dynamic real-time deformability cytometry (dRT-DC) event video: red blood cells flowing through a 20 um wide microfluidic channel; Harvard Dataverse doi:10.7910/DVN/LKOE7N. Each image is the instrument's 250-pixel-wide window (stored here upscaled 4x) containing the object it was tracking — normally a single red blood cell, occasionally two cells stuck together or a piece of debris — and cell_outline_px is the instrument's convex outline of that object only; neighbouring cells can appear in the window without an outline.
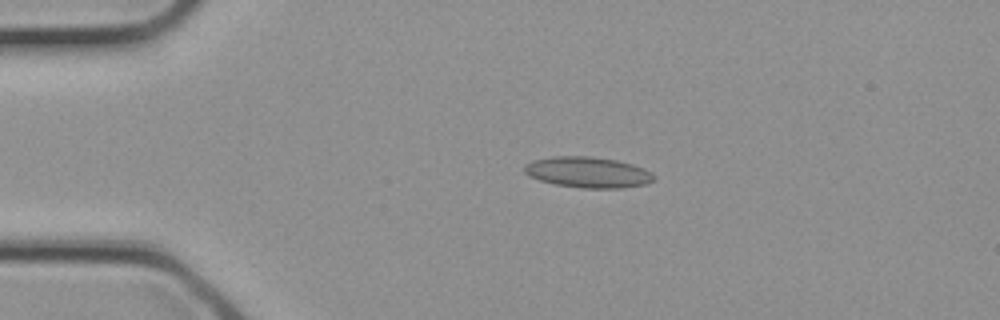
{"species": "common noctule bat (a hibernating species)", "species_latin": "Nyctalus noctula", "temperature_condition": "cold", "stored_images_in_passage": 30, "camera_frame_rate_fps": 3000, "um_per_image_px": 0.085, "animal": {"sex": "female", "body_mass_g": 21.9}, "frame": {"image": 1, "passage_image": 6, "time_ms": 1.667, "image_size_px": [1000, 320], "cell_outline_px": [[656, 180], [644, 184], [620, 188], [580, 188], [556, 184], [540, 180], [524, 172], [524, 164], [532, 160], [552, 156], [588, 156], [616, 160], [632, 164], [644, 168], [652, 172], [656, 176]], "centroid_in_image_um": [49.99, 14.64], "position_along_channel_um": 35.0, "area_um2": 23.29}}
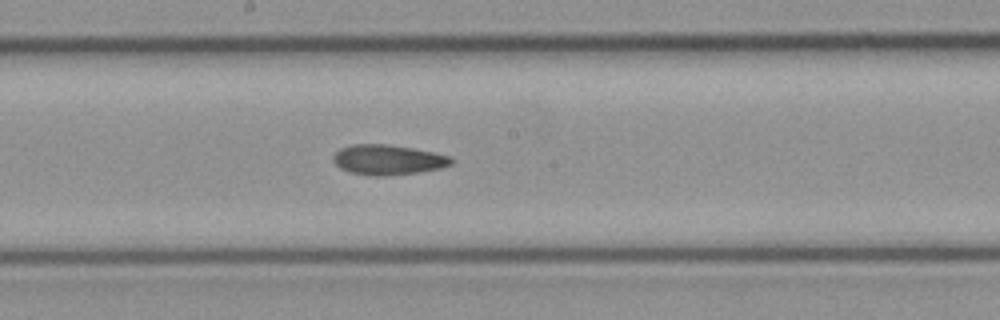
{"frame": {"image": 2, "passage_image": 16, "time_ms": 5.0, "image_size_px": [1000, 320], "cell_outline_px": [[456, 160], [452, 164], [440, 168], [416, 172], [384, 176], [372, 176], [352, 172], [340, 168], [332, 160], [332, 156], [340, 148], [352, 144], [388, 144], [436, 152], [452, 156]], "centroid_in_image_um": [33.01, 13.57], "position_along_channel_um": 215.2, "area_um2": 20.81}}
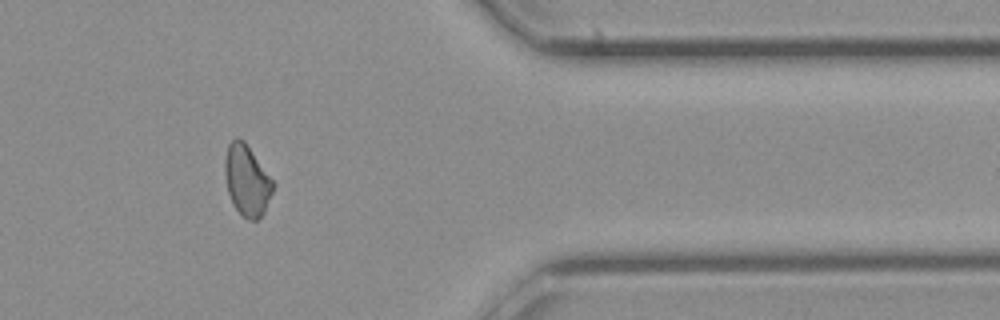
{"frame": {"image": 3, "passage_image": 25, "time_ms": 8.0, "image_size_px": [1000, 320], "cell_outline_px": [[272, 192], [264, 212], [256, 220], [248, 220], [232, 204], [228, 192], [224, 176], [224, 160], [228, 144], [236, 136], [244, 140], [272, 180]], "centroid_in_image_um": [20.94, 15.31], "position_along_channel_um": 390.5, "area_um2": 19.59}}